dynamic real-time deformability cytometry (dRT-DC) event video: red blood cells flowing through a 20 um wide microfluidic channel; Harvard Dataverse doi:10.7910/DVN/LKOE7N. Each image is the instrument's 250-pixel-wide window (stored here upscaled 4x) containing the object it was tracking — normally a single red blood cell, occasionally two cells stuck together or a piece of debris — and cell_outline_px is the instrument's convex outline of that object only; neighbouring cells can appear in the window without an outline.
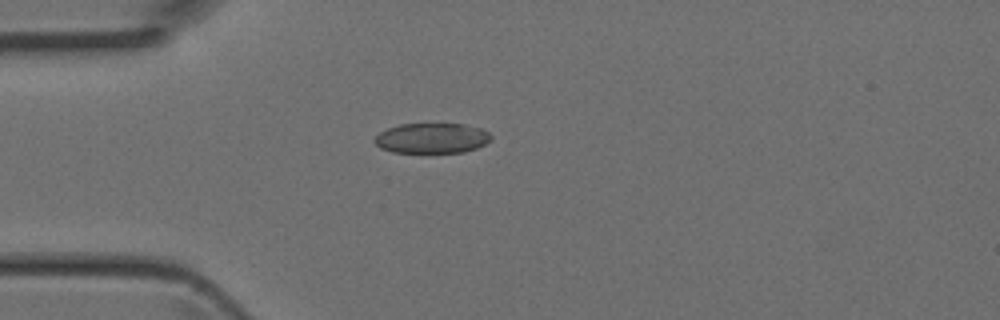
{"species": "Egyptian fruit bat (a non-hibernating species)", "species_latin": "Rousettus aegyptiacus", "temperature_condition": "room temperature", "stored_images_in_passage": 1, "camera_frame_rate_fps": 3000, "um_per_image_px": 0.085, "animal": {"sex": "female"}, "frame": {"image": 1, "passage_image": 1, "time_ms": 0.0, "image_size_px": [1000, 320], "cell_outline_px": [[492, 140], [476, 148], [464, 152], [392, 152], [380, 148], [372, 140], [380, 132], [388, 128], [400, 124], [464, 124], [484, 128], [492, 136]], "centroid_in_image_um": [36.73, 11.74], "position_along_channel_um": 48.3, "area_um2": 20.58}}